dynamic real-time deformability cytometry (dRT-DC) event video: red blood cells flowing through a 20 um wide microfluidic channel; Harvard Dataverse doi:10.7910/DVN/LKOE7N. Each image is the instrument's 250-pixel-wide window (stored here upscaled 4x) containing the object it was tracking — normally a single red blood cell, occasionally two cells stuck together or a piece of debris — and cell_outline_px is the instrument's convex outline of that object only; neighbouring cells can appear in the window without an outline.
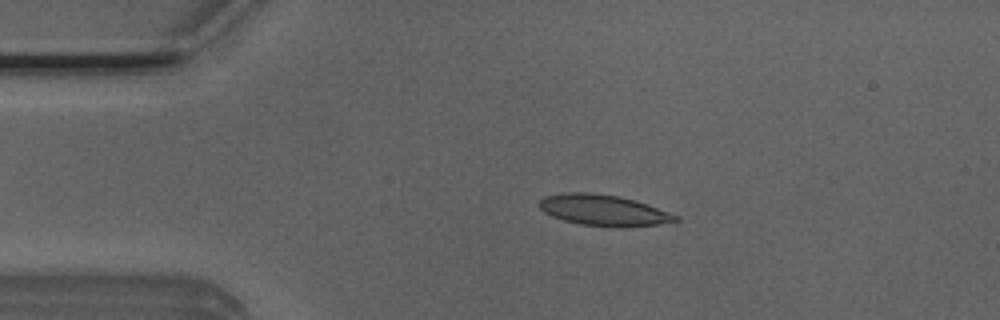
{"species": "Egyptian fruit bat (a non-hibernating species)", "species_latin": "Rousettus aegyptiacus", "temperature_condition": "room temperature", "stored_images_in_passage": 42, "camera_frame_rate_fps": 3000, "um_per_image_px": 0.085, "animal": {"sex": "male"}, "frame": {"image": 1, "passage_image": 1, "time_ms": 0.0, "image_size_px": [1000, 320], "cell_outline_px": [[680, 220], [660, 224], [624, 228], [580, 224], [564, 220], [552, 216], [544, 212], [536, 204], [544, 196], [564, 192], [592, 192], [620, 196], [636, 200], [648, 204], [680, 216]], "centroid_in_image_um": [51.31, 17.86], "position_along_channel_um": 33.7, "area_um2": 25.03}}
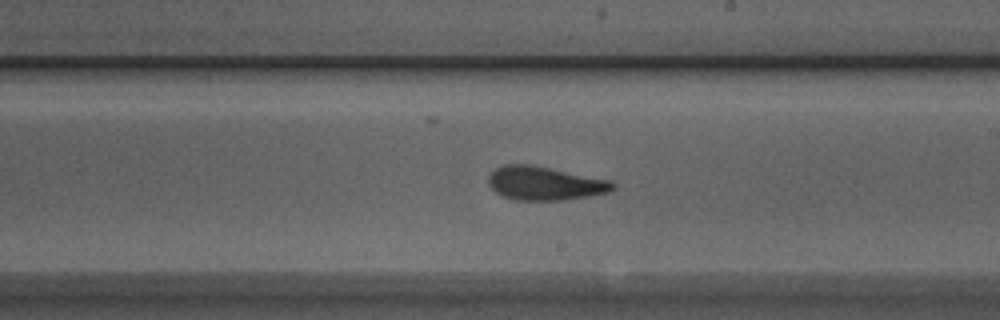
{"frame": {"image": 2, "passage_image": 20, "time_ms": 6.333, "image_size_px": [1000, 320], "cell_outline_px": [[616, 188], [608, 192], [588, 196], [564, 200], [516, 200], [504, 196], [496, 192], [488, 184], [488, 176], [496, 168], [504, 164], [532, 164], [612, 180], [616, 184]], "centroid_in_image_um": [46.33, 15.57], "position_along_channel_um": 242.7, "area_um2": 24.57}}
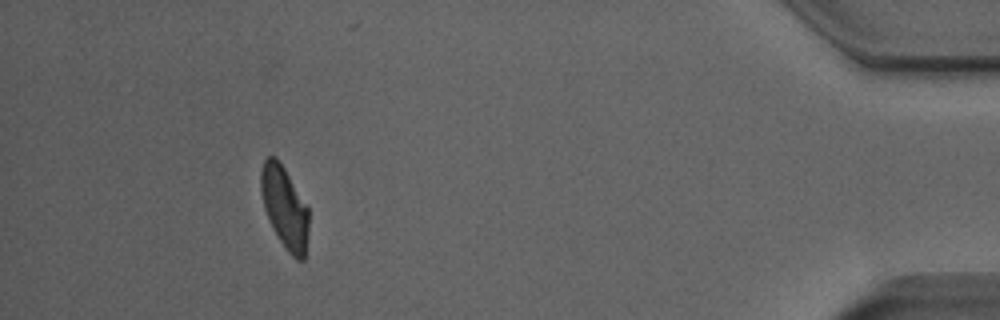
{"frame": {"image": 3, "passage_image": 38, "time_ms": 12.333, "image_size_px": [1000, 320], "cell_outline_px": [[308, 232], [304, 260], [296, 260], [284, 248], [272, 228], [264, 208], [260, 192], [260, 172], [264, 160], [268, 156], [276, 156], [284, 168], [308, 208]], "centroid_in_image_um": [24.17, 17.64], "position_along_channel_um": 411.0, "area_um2": 22.83}, "authors_computed_cell_mechanics": {"area_um2": 24.276, "velocity_mm_per_s": 3.9029, "shape_relaxation_time_tau1_ms": 4.7103, "shape_relaxation_time_tau2_ms": 1.6385, "deformation_change_tau1": 0.1567, "deformation_change_tau2": 0.0964}}